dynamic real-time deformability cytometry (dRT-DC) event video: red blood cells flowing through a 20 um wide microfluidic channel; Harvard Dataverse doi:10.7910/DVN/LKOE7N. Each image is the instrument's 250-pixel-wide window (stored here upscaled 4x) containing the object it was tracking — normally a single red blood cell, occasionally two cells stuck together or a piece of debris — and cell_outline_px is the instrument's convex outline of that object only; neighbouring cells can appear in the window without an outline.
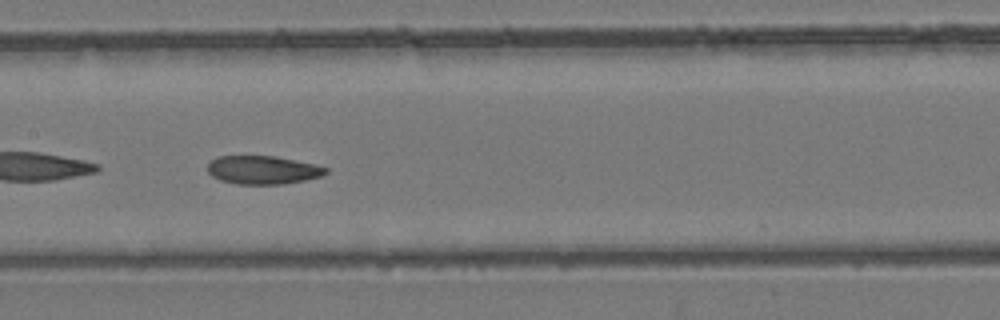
{"species": "common noctule bat (a hibernating species)", "species_latin": "Nyctalus noctula", "temperature_condition": "room temperature", "stored_images_in_passage": 28, "camera_frame_rate_fps": 3000, "um_per_image_px": 0.085, "animal": {"sex": "female", "body_mass_g": 24.6, "forearm_length_mm": 56.2}, "frame": {"image": 1, "passage_image": 9, "time_ms": 2.667, "image_size_px": [1000, 320], "cell_outline_px": [[328, 172], [320, 176], [304, 180], [284, 184], [236, 184], [220, 180], [212, 176], [208, 172], [208, 164], [216, 156], [276, 156], [316, 164], [328, 168]], "centroid_in_image_um": [22.34, 14.44], "position_along_channel_um": 185.1, "area_um2": 19.59}}